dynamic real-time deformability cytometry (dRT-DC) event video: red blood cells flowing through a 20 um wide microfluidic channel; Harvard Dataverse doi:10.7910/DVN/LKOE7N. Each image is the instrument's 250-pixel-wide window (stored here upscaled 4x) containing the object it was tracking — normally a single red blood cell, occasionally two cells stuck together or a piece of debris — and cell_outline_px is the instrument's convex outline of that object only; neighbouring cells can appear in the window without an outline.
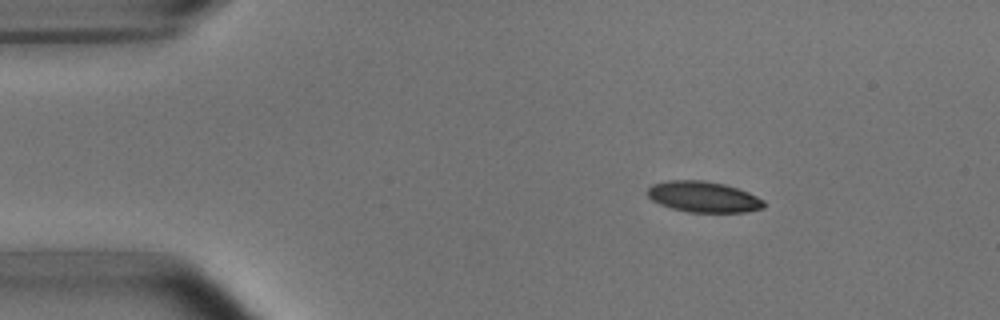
{"species": "common noctule bat (a hibernating species)", "species_latin": "Nyctalus noctula", "temperature_condition": "room temperature", "stored_images_in_passage": 4, "camera_frame_rate_fps": 3000, "um_per_image_px": 0.085, "animal": {"sex": "male", "body_mass_g": 15.6}, "frame": {"image": 1, "passage_image": 2, "time_ms": 1.0, "image_size_px": [1000, 320], "cell_outline_px": [[764, 208], [744, 212], [688, 212], [672, 208], [660, 204], [652, 200], [648, 196], [648, 188], [652, 184], [668, 180], [704, 180], [724, 184], [748, 192], [764, 200]], "centroid_in_image_um": [59.78, 16.73], "position_along_channel_um": 25.2, "area_um2": 20.87}}